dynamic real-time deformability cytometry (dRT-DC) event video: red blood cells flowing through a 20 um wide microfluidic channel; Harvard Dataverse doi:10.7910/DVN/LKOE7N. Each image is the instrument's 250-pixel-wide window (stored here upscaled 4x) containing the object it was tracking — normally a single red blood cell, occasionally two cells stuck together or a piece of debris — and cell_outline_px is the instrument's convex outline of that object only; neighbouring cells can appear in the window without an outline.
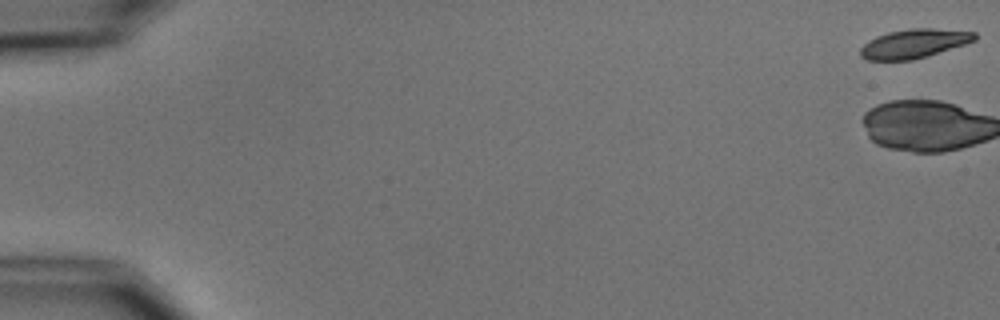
{"species": "common noctule bat (a hibernating species)", "species_latin": "Nyctalus noctula", "temperature_condition": "cold", "stored_images_in_passage": 6, "camera_frame_rate_fps": 3000, "um_per_image_px": 0.085, "animal": {"sex": "male", "body_mass_g": 15.6}, "frame": {"image": 1, "passage_image": 1, "time_ms": 0.0, "image_size_px": [1000, 320], "cell_outline_px": [[976, 40], [964, 44], [912, 60], [868, 60], [860, 56], [860, 48], [868, 40], [876, 36], [888, 32], [912, 28], [932, 28], [976, 32]], "centroid_in_image_um": [77.65, 3.7], "position_along_channel_um": 7.3, "area_um2": 19.13}}